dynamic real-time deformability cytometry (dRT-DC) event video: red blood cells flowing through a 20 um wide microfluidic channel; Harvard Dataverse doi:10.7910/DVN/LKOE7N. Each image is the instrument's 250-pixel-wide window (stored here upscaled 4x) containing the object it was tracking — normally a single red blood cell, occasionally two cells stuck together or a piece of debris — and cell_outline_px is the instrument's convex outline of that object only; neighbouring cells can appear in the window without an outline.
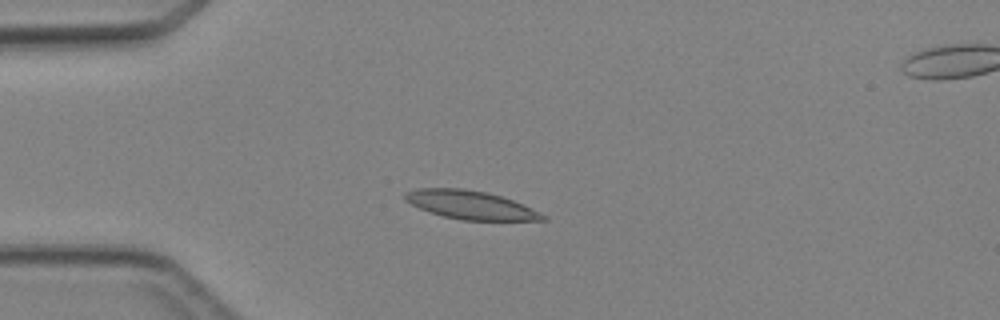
{"species": "Egyptian fruit bat (a non-hibernating species)", "species_latin": "Rousettus aegyptiacus", "temperature_condition": "cold", "stored_images_in_passage": 5, "camera_frame_rate_fps": 3000, "um_per_image_px": 0.085, "animal": {"sex": "female"}, "frame": {"image": 1, "passage_image": 4, "time_ms": 3.667, "image_size_px": [1000, 320], "cell_outline_px": [[548, 220], [464, 220], [444, 216], [420, 208], [404, 200], [404, 192], [416, 188], [464, 188], [484, 192], [500, 196], [524, 204], [548, 216]], "centroid_in_image_um": [40.01, 17.41], "position_along_channel_um": 45.0, "area_um2": 22.72}}